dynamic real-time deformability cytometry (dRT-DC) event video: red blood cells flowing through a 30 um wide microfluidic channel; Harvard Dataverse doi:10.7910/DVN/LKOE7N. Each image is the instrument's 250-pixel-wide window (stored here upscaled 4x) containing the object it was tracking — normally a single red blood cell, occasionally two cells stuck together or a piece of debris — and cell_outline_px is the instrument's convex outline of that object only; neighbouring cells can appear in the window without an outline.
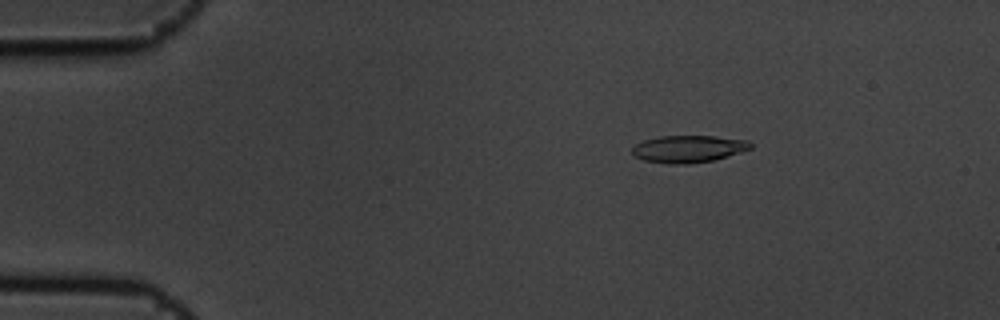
{"species": "common noctule bat (a hibernating species)", "species_latin": "Nyctalus noctula", "temperature_condition": "cold", "stored_images_in_passage": 7, "camera_frame_rate_fps": 3000, "um_per_image_px": 0.085, "animal": {"sex": "male", "body_mass_g": 19.5, "forearm_length_mm": 54.6}, "frame": {"image": 1, "passage_image": 1, "time_ms": 0.0, "image_size_px": [1000, 320], "cell_outline_px": [[752, 148], [740, 152], [712, 160], [688, 164], [668, 164], [644, 160], [632, 156], [632, 148], [636, 144], [644, 140], [660, 136], [716, 136], [748, 140], [752, 144]], "centroid_in_image_um": [58.49, 12.65], "position_along_channel_um": 26.5, "area_um2": 18.73}}
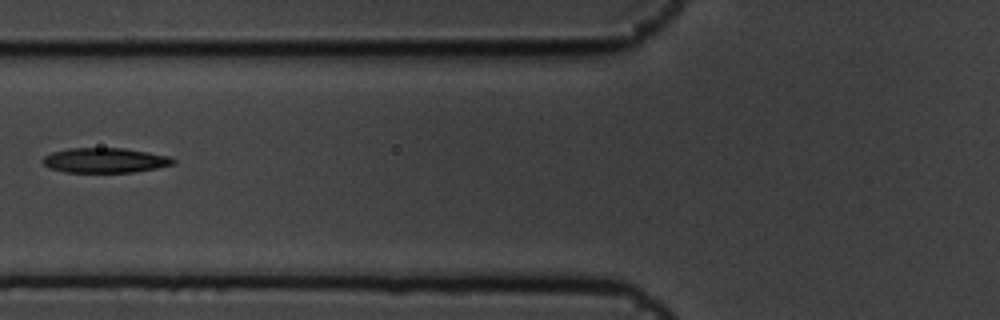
{"frame": {"image": 2, "passage_image": 4, "time_ms": 1.0, "image_size_px": [1000, 320], "cell_outline_px": [[176, 164], [156, 168], [132, 172], [64, 172], [48, 168], [40, 160], [44, 156], [52, 152], [68, 148], [124, 148], [148, 152], [168, 156], [176, 160]], "centroid_in_image_um": [8.9, 13.62], "position_along_channel_um": 116.9, "area_um2": 19.02}}
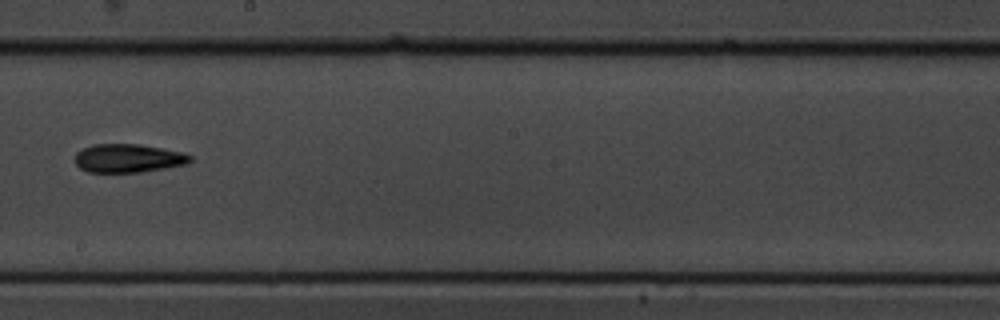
{"frame": {"image": 3, "passage_image": 7, "time_ms": 2.0, "image_size_px": [1000, 320], "cell_outline_px": [[192, 160], [188, 164], [140, 172], [88, 172], [80, 168], [72, 160], [76, 152], [92, 144], [140, 144], [180, 152], [192, 156]], "centroid_in_image_um": [10.85, 13.45], "position_along_channel_um": 237.4, "area_um2": 19.19}}